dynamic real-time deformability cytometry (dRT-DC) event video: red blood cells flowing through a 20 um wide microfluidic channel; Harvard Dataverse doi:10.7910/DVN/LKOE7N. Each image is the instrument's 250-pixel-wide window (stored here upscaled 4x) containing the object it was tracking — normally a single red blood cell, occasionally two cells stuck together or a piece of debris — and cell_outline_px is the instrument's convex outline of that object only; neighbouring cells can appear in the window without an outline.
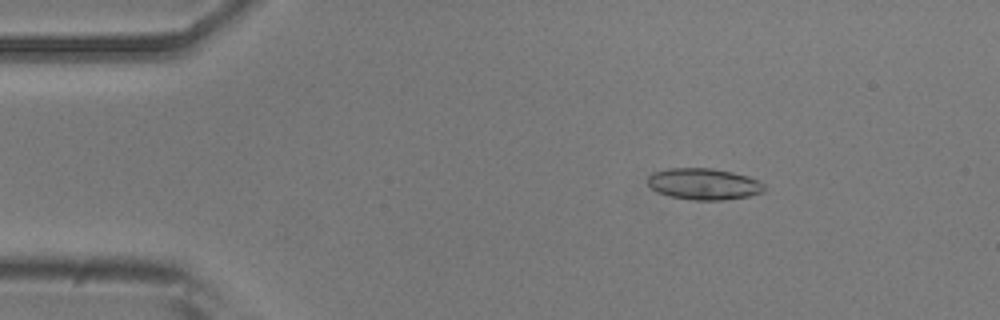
{"species": "common noctule bat (a hibernating species)", "species_latin": "Nyctalus noctula", "temperature_condition": "room temperature", "stored_images_in_passage": 23, "camera_frame_rate_fps": 3000, "um_per_image_px": 0.085, "animal": {"sex": "male", "body_mass_g": 20.5, "forearm_length_mm": 52.5}, "frame": {"image": 1, "passage_image": 8, "time_ms": 2.333, "image_size_px": [1000, 320], "cell_outline_px": [[764, 192], [748, 196], [724, 200], [692, 200], [668, 196], [656, 192], [648, 184], [648, 176], [652, 172], [668, 168], [712, 168], [732, 172], [748, 176], [764, 184]], "centroid_in_image_um": [59.79, 15.64], "position_along_channel_um": 25.2, "area_um2": 21.44}}
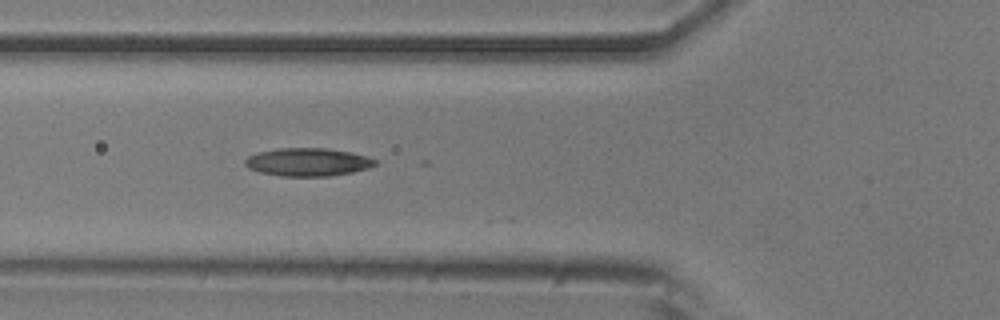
{"frame": {"image": 2, "passage_image": 19, "time_ms": 6.0, "image_size_px": [1000, 320], "cell_outline_px": [[376, 164], [368, 168], [352, 172], [332, 176], [280, 176], [260, 172], [248, 168], [244, 164], [244, 160], [248, 156], [256, 152], [280, 148], [328, 148], [352, 152], [376, 160]], "centroid_in_image_um": [26.13, 13.77], "position_along_channel_um": 99.7, "area_um2": 21.33}}
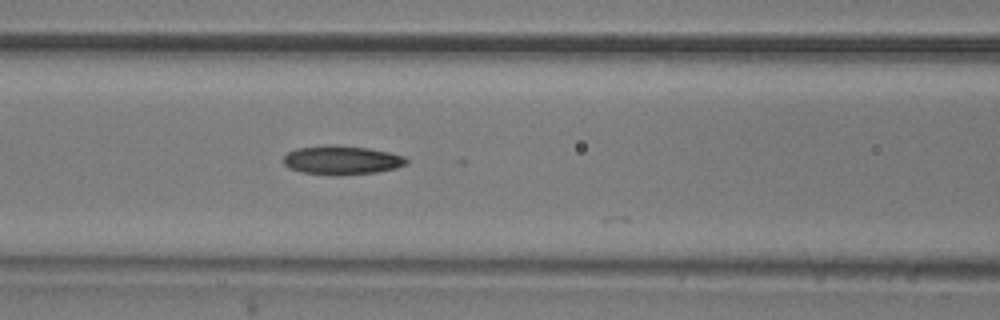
{"frame": {"image": 3, "passage_image": 22, "time_ms": 7.0, "image_size_px": [1000, 320], "cell_outline_px": [[408, 164], [396, 168], [376, 172], [340, 176], [328, 176], [300, 172], [288, 168], [284, 164], [284, 156], [288, 152], [296, 148], [328, 144], [336, 144], [368, 148], [388, 152], [404, 156], [408, 160]], "centroid_in_image_um": [29.02, 13.62], "position_along_channel_um": 137.6, "area_um2": 21.21}}